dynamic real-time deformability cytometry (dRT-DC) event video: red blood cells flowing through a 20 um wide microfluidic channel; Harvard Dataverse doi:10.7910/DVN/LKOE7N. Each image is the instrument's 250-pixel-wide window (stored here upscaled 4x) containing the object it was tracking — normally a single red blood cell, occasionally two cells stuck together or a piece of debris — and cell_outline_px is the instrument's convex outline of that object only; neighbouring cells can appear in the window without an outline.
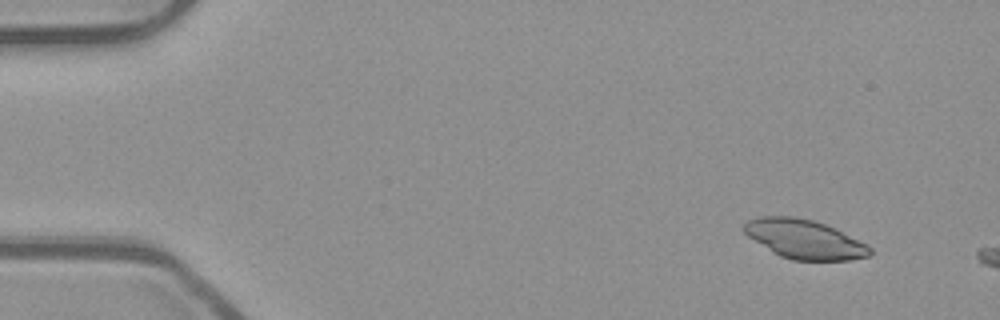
{"species": "common noctule bat (a hibernating species)", "species_latin": "Nyctalus noctula", "temperature_condition": "room temperature", "stored_images_in_passage": 7, "camera_frame_rate_fps": 3000, "um_per_image_px": 0.085, "animal": {"sex": "male", "body_mass_g": 23.1, "forearm_length_mm": 52.7}, "frame": {"image": 1, "passage_image": 5, "time_ms": 1.333, "image_size_px": [1000, 320], "cell_outline_px": [[872, 252], [868, 256], [852, 260], [792, 260], [780, 256], [772, 252], [748, 236], [744, 232], [744, 224], [748, 220], [760, 216], [792, 216], [812, 220], [824, 224], [868, 244], [872, 248]], "centroid_in_image_um": [68.38, 20.34], "position_along_channel_um": 16.6, "area_um2": 28.5}}